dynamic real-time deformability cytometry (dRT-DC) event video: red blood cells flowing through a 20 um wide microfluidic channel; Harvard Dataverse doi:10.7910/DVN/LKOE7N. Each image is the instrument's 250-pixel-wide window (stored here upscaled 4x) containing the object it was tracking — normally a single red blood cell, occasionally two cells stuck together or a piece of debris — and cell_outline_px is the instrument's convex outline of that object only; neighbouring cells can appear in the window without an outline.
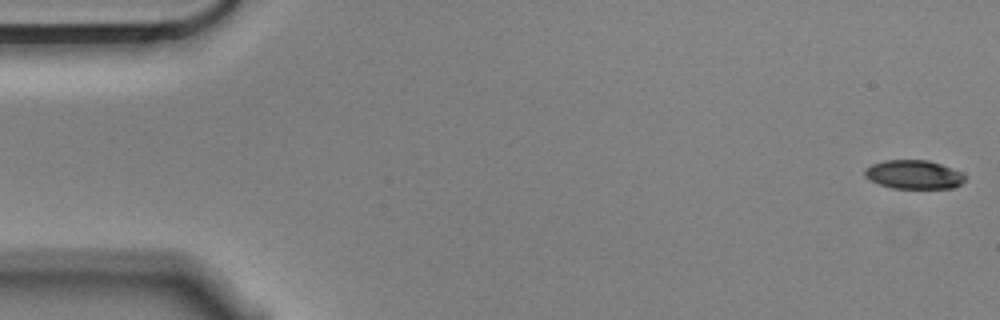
{"species": "Egyptian fruit bat (a non-hibernating species)", "species_latin": "Rousettus aegyptiacus", "temperature_condition": "cold", "stored_images_in_passage": 57, "camera_frame_rate_fps": 3000, "um_per_image_px": 0.085, "animal": {"sex": "male"}, "frame": {"image": 1, "passage_image": 1, "time_ms": 0.0, "image_size_px": [1000, 320], "cell_outline_px": [[964, 180], [960, 184], [952, 188], [892, 188], [880, 184], [864, 176], [864, 168], [872, 164], [884, 160], [928, 160], [952, 168], [960, 172], [964, 176]], "centroid_in_image_um": [77.64, 14.83], "position_along_channel_um": 7.4, "area_um2": 16.65}}
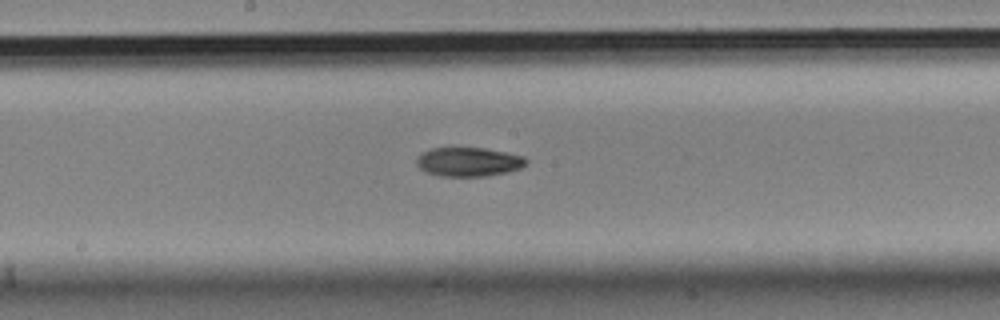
{"frame": {"image": 2, "passage_image": 29, "time_ms": 9.333, "image_size_px": [1000, 320], "cell_outline_px": [[528, 160], [520, 168], [508, 172], [488, 176], [440, 176], [428, 172], [420, 168], [416, 164], [416, 160], [424, 152], [432, 148], [484, 148], [524, 156]], "centroid_in_image_um": [39.85, 13.76], "position_along_channel_um": 208.4, "area_um2": 18.32}}
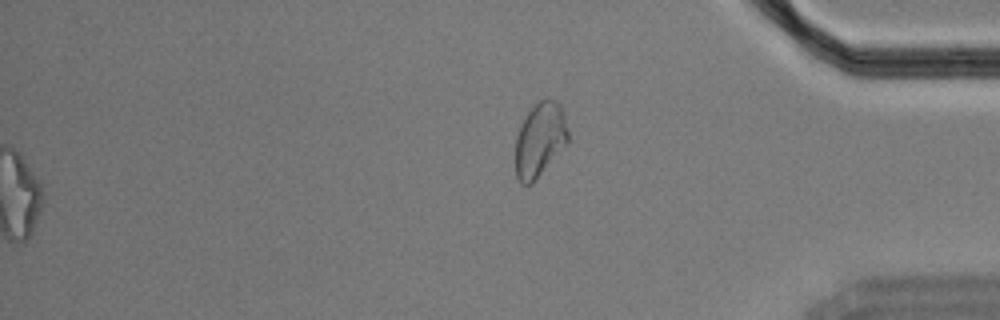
{"frame": {"image": 3, "passage_image": 57, "time_ms": 18.667, "image_size_px": [1000, 320], "cell_outline_px": [[568, 144], [536, 180], [532, 184], [520, 184], [516, 176], [516, 136], [528, 112], [540, 100], [556, 100], [560, 104], [568, 132]], "centroid_in_image_um": [45.9, 11.93], "position_along_channel_um": 389.3, "area_um2": 22.6}, "authors_computed_cell_mechanics": {"area_um2": 18.8428, "velocity_mm_per_s": 3.5621, "shape_relaxation_time_tau1_ms": 5.6948, "shape_relaxation_time_tau2_ms": null, "deformation_change_tau1": 0.1593, "deformation_change_tau2": null}}